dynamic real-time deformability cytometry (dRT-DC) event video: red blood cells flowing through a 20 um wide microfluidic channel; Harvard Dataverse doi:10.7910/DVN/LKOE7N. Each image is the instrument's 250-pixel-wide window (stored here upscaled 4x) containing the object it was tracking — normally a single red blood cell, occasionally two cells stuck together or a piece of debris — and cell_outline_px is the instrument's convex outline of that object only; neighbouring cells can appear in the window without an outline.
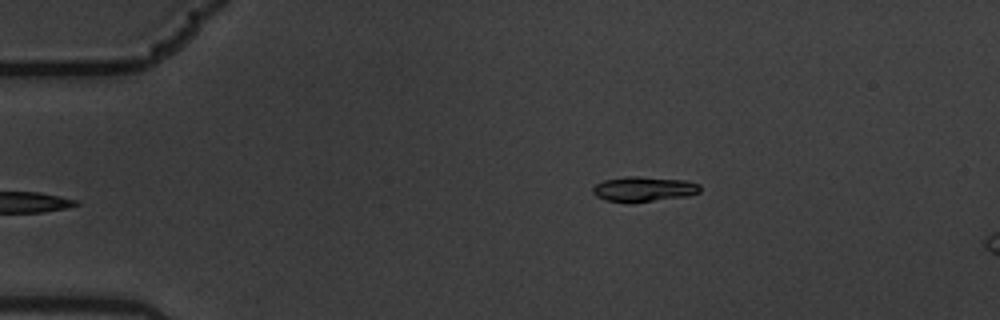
{"species": "common noctule bat (a hibernating species)", "species_latin": "Nyctalus noctula", "temperature_condition": "warm", "stored_images_in_passage": 5, "camera_frame_rate_fps": 3000, "um_per_image_px": 0.085, "animal": {"sex": "male", "body_mass_g": 19.5, "forearm_length_mm": 54.6}, "frame": {"image": 1, "passage_image": 5, "time_ms": 1.333, "image_size_px": [1000, 320], "cell_outline_px": [[700, 192], [688, 196], [628, 204], [604, 200], [596, 196], [592, 192], [592, 188], [596, 184], [604, 180], [624, 176], [640, 176], [688, 180], [700, 184]], "centroid_in_image_um": [54.7, 16.08], "position_along_channel_um": 30.3, "area_um2": 16.13}}